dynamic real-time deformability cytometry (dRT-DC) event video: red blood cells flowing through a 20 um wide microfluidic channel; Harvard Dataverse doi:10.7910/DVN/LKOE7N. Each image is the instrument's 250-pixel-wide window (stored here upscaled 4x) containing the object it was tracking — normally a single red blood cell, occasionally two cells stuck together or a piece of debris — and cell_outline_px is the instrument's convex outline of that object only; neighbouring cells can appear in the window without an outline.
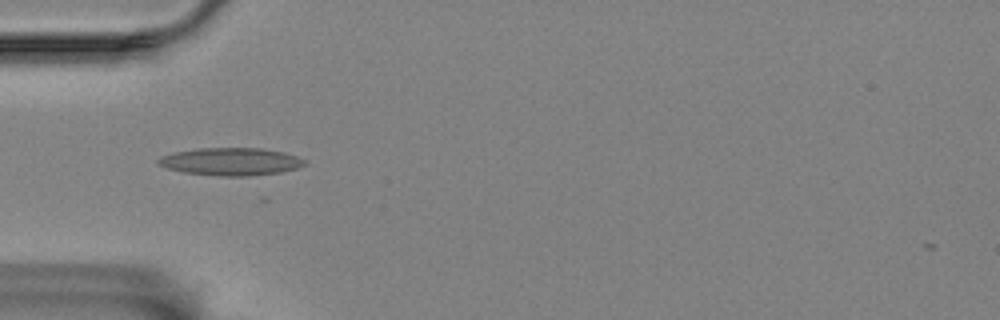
{"species": "Egyptian fruit bat (a non-hibernating species)", "species_latin": "Rousettus aegyptiacus", "temperature_condition": "room temperature", "stored_images_in_passage": 30, "camera_frame_rate_fps": 3000, "um_per_image_px": 0.085, "animal": {"sex": "female"}, "frame": {"image": 1, "passage_image": 1, "time_ms": 0.0, "image_size_px": [1000, 320], "cell_outline_px": [[308, 164], [300, 168], [280, 172], [244, 176], [220, 176], [184, 172], [168, 168], [156, 164], [156, 160], [160, 156], [172, 152], [196, 148], [260, 148], [284, 152], [308, 160]], "centroid_in_image_um": [19.63, 13.72], "position_along_channel_um": 65.4, "area_um2": 23.81}}
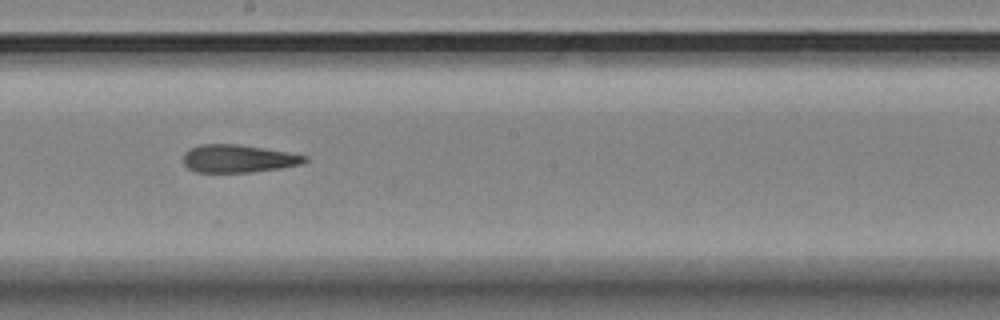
{"frame": {"image": 2, "passage_image": 15, "time_ms": 4.667, "image_size_px": [1000, 320], "cell_outline_px": [[308, 160], [300, 164], [280, 168], [252, 172], [196, 172], [188, 168], [184, 164], [184, 152], [200, 144], [236, 144], [288, 152], [308, 156]], "centroid_in_image_um": [20.24, 13.48], "position_along_channel_um": 228.0, "area_um2": 19.54}}
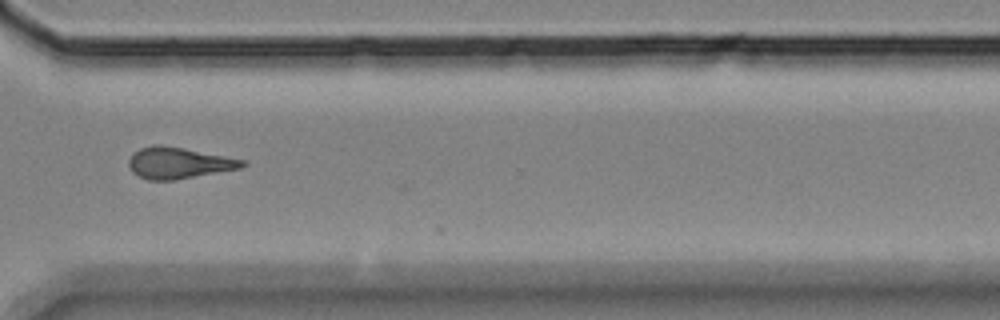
{"frame": {"image": 3, "passage_image": 26, "time_ms": 8.333, "image_size_px": [1000, 320], "cell_outline_px": [[248, 164], [240, 168], [176, 180], [148, 180], [132, 172], [128, 164], [128, 160], [140, 148], [152, 144], [160, 144], [184, 148], [244, 160]], "centroid_in_image_um": [15.17, 13.85], "position_along_channel_um": 355.4, "area_um2": 20.58}, "authors_computed_cell_mechanics": {"area_um2": 20.3167, "velocity_mm_per_s": 3.476, "shape_relaxation_time_tau1_ms": 9.1874, "shape_relaxation_time_tau2_ms": 3.6431, "deformation_change_tau1": 0.2159, "deformation_change_tau2": 0.1448}}